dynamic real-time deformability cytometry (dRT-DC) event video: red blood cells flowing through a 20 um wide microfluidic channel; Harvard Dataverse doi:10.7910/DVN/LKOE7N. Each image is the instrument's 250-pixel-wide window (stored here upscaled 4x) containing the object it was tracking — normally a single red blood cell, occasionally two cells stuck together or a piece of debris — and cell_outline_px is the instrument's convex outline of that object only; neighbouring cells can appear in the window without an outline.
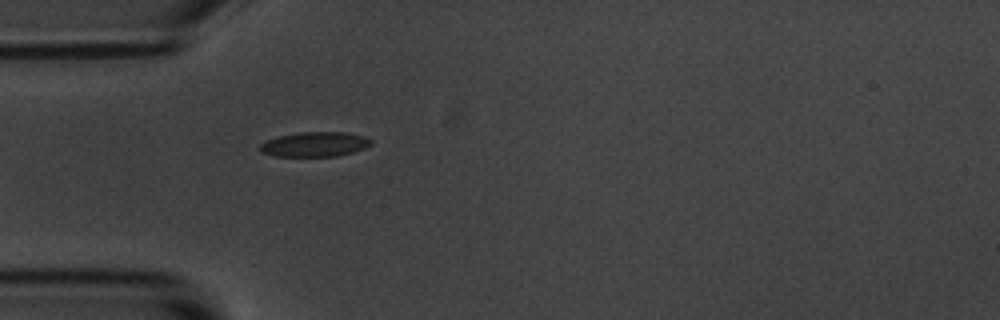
{"species": "common noctule bat (a hibernating species)", "species_latin": "Nyctalus noctula", "temperature_condition": "room temperature", "stored_images_in_passage": 40, "camera_frame_rate_fps": 3000, "um_per_image_px": 0.085, "animal": {"sex": "male", "body_mass_g": 20.1, "forearm_length_mm": 53.5}, "frame": {"image": 1, "passage_image": 1, "time_ms": 0.0, "image_size_px": [1000, 320], "cell_outline_px": [[372, 144], [364, 148], [352, 152], [336, 156], [276, 156], [260, 152], [260, 144], [268, 140], [280, 136], [300, 132], [344, 132], [364, 136], [372, 140]], "centroid_in_image_um": [26.77, 12.26], "position_along_channel_um": 58.2, "area_um2": 15.84}}
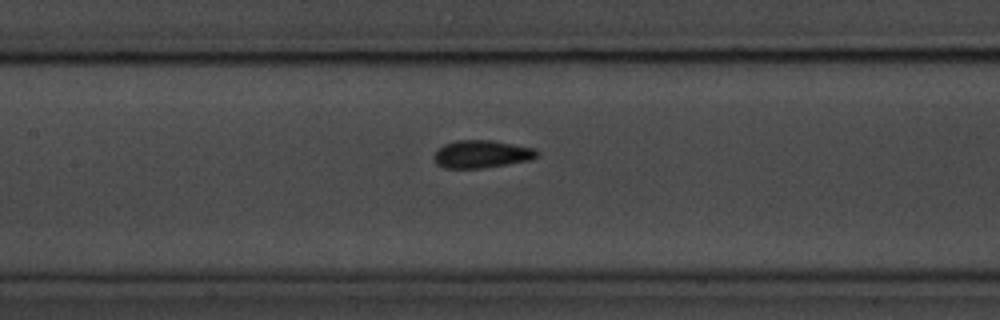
{"frame": {"image": 2, "passage_image": 10, "time_ms": 3.0, "image_size_px": [1000, 320], "cell_outline_px": [[540, 156], [532, 160], [508, 164], [480, 168], [444, 168], [436, 164], [432, 156], [436, 148], [444, 144], [456, 140], [492, 140], [536, 148], [540, 152]], "centroid_in_image_um": [40.95, 13.09], "position_along_channel_um": 166.5, "area_um2": 17.05}}
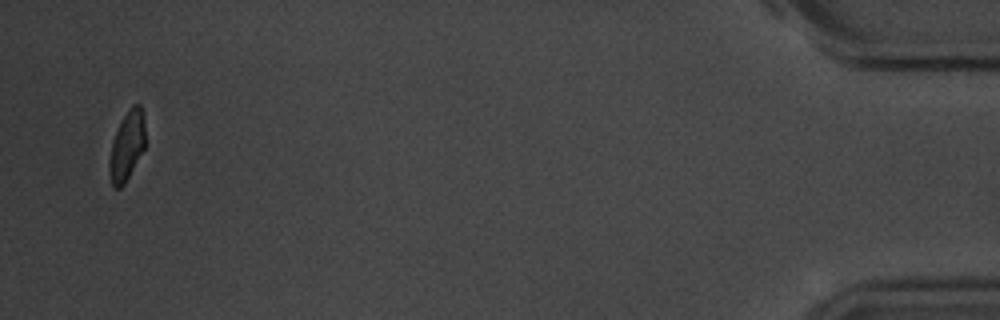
{"frame": {"image": 3, "passage_image": 38, "time_ms": 12.333, "image_size_px": [1000, 320], "cell_outline_px": [[144, 148], [124, 184], [120, 188], [116, 188], [112, 184], [108, 168], [108, 164], [112, 140], [120, 120], [128, 108], [132, 104], [140, 104], [144, 112]], "centroid_in_image_um": [10.77, 12.34], "position_along_channel_um": 424.4, "area_um2": 14.57}, "authors_computed_cell_mechanics": {"area_um2": 15.8372, "velocity_mm_per_s": 3.6756, "shape_relaxation_time_tau1_ms": 2.576, "shape_relaxation_time_tau2_ms": 1.3076, "deformation_change_tau1": 0.0891, "deformation_change_tau2": 0.0494}}